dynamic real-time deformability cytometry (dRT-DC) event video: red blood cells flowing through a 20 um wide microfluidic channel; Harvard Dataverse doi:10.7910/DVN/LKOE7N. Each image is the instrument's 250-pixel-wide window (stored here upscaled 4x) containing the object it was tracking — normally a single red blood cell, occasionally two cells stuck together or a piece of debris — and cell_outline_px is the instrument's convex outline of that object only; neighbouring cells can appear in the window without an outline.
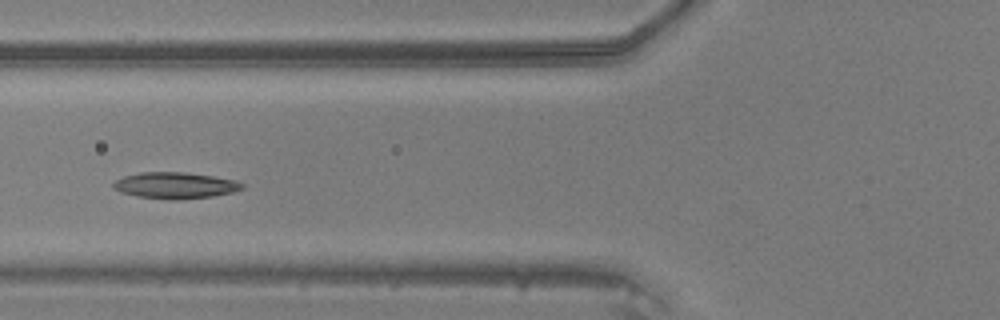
{"species": "common noctule bat (a hibernating species)", "species_latin": "Nyctalus noctula", "temperature_condition": "warm", "stored_images_in_passage": 33, "camera_frame_rate_fps": 3000, "um_per_image_px": 0.085, "animal": {"sex": "male", "body_mass_g": 20.5, "forearm_length_mm": 52.5}, "frame": {"image": 1, "passage_image": 4, "time_ms": 1.0, "image_size_px": [1000, 320], "cell_outline_px": [[244, 188], [232, 192], [212, 196], [176, 200], [168, 200], [136, 196], [120, 192], [112, 184], [116, 180], [124, 176], [140, 172], [184, 172], [212, 176], [236, 180], [244, 184]], "centroid_in_image_um": [14.89, 15.76], "position_along_channel_um": 110.9, "area_um2": 19.71}}
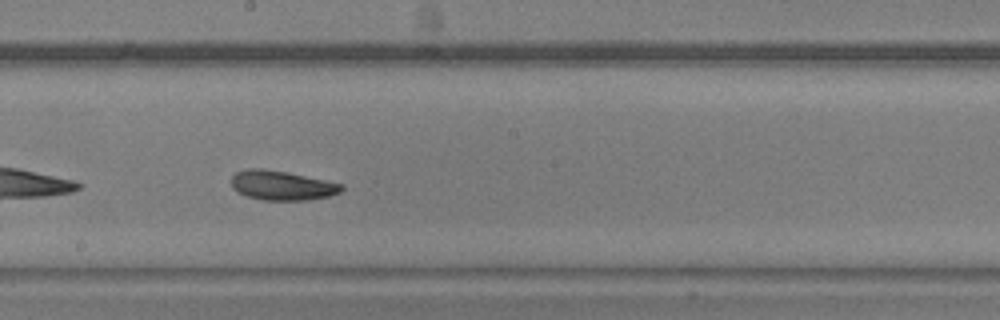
{"frame": {"image": 2, "passage_image": 12, "time_ms": 3.667, "image_size_px": [1000, 320], "cell_outline_px": [[344, 188], [340, 192], [328, 196], [308, 200], [264, 200], [248, 196], [236, 192], [232, 188], [232, 176], [236, 172], [248, 168], [260, 168], [288, 172], [344, 184]], "centroid_in_image_um": [23.96, 15.75], "position_along_channel_um": 224.2, "area_um2": 18.96}}
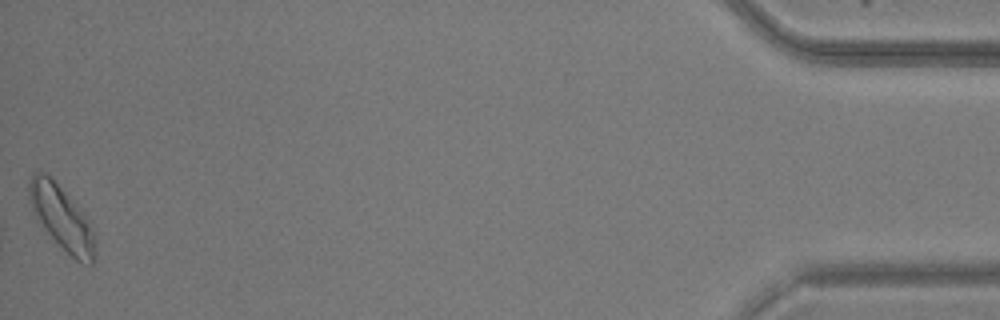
{"frame": {"image": 3, "passage_image": 33, "time_ms": 10.667, "image_size_px": [1000, 320], "cell_outline_px": [[96, 260], [92, 264], [88, 264], [76, 260], [36, 220], [28, 200], [28, 180], [32, 172], [44, 172], [64, 192], [88, 220], [92, 232], [96, 252]], "centroid_in_image_um": [5.2, 18.51], "position_along_channel_um": 430.0, "area_um2": 23.87}}